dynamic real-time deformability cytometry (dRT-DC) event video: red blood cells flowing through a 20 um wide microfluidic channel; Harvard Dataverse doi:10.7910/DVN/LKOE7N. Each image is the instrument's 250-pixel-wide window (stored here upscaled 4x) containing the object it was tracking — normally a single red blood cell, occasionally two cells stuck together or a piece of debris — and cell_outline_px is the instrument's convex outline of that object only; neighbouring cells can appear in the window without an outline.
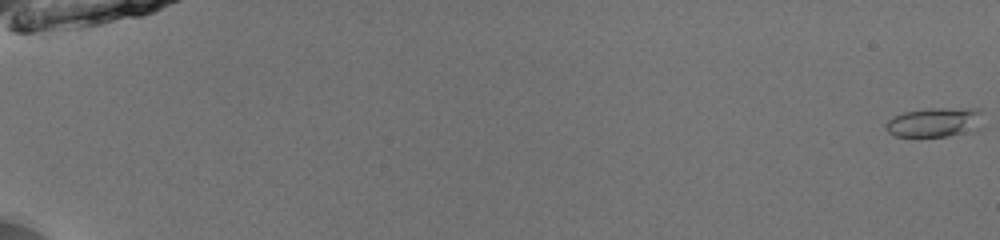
{"species": "common noctule bat (a hibernating species)", "species_latin": "Nyctalus noctula", "temperature_condition": "room temperature", "stored_images_in_passage": 54, "camera_frame_rate_fps": 3000, "um_per_image_px": 0.085, "animal": {"sex": "male", "body_mass_g": 13.0, "forearm_length_mm": 53.1}, "frame": {"image": 1, "passage_image": 1, "time_ms": 0.0, "image_size_px": [1000, 240], "cell_outline_px": [[984, 112], [980, 128], [972, 132], [948, 136], [896, 136], [888, 132], [884, 128], [884, 124], [888, 120], [904, 112], [928, 108], [980, 108]], "centroid_in_image_um": [79.52, 10.38], "position_along_channel_um": 5.5, "area_um2": 17.05}}
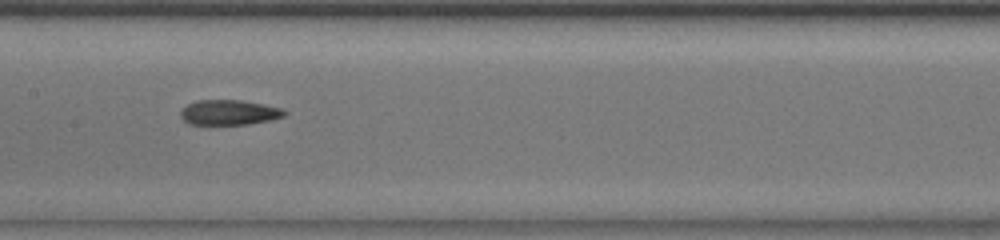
{"frame": {"image": 2, "passage_image": 30, "time_ms": 9.667, "image_size_px": [1000, 240], "cell_outline_px": [[288, 112], [284, 116], [268, 120], [248, 124], [188, 124], [180, 116], [180, 112], [188, 104], [196, 100], [240, 100], [284, 108]], "centroid_in_image_um": [19.48, 9.55], "position_along_channel_um": 187.9, "area_um2": 15.09}}
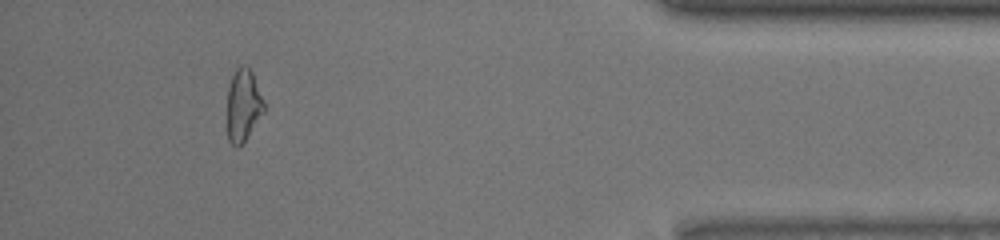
{"frame": {"image": 3, "passage_image": 50, "time_ms": 16.333, "image_size_px": [1000, 240], "cell_outline_px": [[264, 112], [244, 144], [236, 148], [228, 140], [228, 88], [232, 76], [236, 68], [240, 64], [244, 64], [252, 72], [264, 100]], "centroid_in_image_um": [20.69, 8.97], "position_along_channel_um": 414.5, "area_um2": 15.66}, "authors_computed_cell_mechanics": {"area_um2": 15.7794, "velocity_mm_per_s": 4.0051, "shape_relaxation_time_tau1_ms": null, "shape_relaxation_time_tau2_ms": 4.159, "deformation_change_tau1": null, "deformation_change_tau2": 0.1282}}